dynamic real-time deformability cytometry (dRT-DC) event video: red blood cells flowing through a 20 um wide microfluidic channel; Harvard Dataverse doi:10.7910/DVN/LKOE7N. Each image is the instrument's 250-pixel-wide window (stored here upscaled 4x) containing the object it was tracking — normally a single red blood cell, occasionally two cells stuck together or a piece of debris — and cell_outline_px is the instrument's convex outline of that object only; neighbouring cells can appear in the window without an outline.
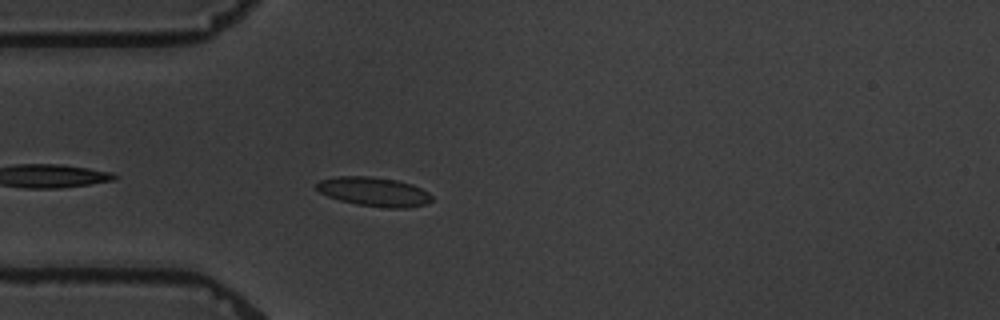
{"species": "common noctule bat (a hibernating species)", "species_latin": "Nyctalus noctula", "temperature_condition": "warm", "stored_images_in_passage": 5, "camera_frame_rate_fps": 3000, "um_per_image_px": 0.085, "animal": {"sex": "male", "body_mass_g": 19.5, "forearm_length_mm": 54.6}, "frame": {"image": 1, "passage_image": 5, "time_ms": 4.667, "image_size_px": [1000, 320], "cell_outline_px": [[432, 200], [424, 204], [408, 208], [388, 208], [356, 204], [340, 200], [328, 196], [320, 192], [316, 188], [316, 184], [320, 180], [336, 176], [372, 176], [396, 180], [412, 184], [428, 192], [432, 196]], "centroid_in_image_um": [31.78, 16.29], "position_along_channel_um": 53.2, "area_um2": 19.54}}